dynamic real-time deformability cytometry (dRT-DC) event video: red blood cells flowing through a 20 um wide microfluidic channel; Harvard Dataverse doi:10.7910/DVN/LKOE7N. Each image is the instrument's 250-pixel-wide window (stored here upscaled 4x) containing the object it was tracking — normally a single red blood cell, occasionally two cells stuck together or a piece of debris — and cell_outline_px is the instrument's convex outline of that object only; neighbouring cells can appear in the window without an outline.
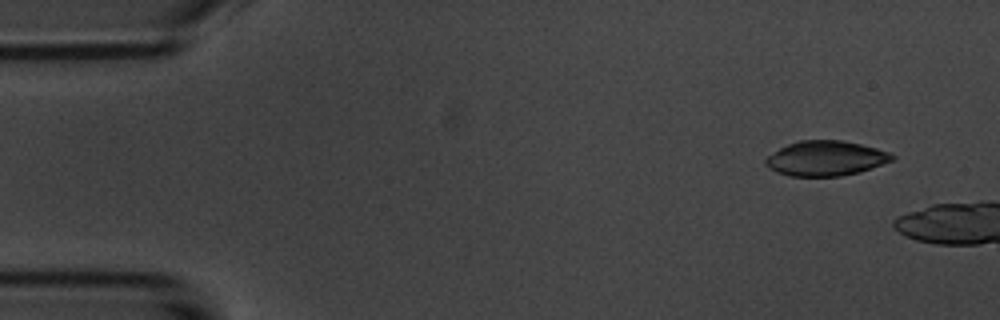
{"species": "common noctule bat (a hibernating species)", "species_latin": "Nyctalus noctula", "temperature_condition": "room temperature", "stored_images_in_passage": 3, "camera_frame_rate_fps": 3000, "um_per_image_px": 0.085, "animal": {"sex": "male", "body_mass_g": 20.1, "forearm_length_mm": 53.5}, "frame": {"image": 1, "passage_image": 1, "time_ms": 0.0, "image_size_px": [1000, 320], "cell_outline_px": [[896, 156], [892, 160], [860, 172], [840, 176], [788, 176], [776, 172], [768, 168], [764, 164], [764, 160], [768, 156], [780, 148], [788, 144], [800, 140], [844, 140], [876, 148], [888, 152]], "centroid_in_image_um": [70.15, 13.46], "position_along_channel_um": 14.8, "area_um2": 25.72}}